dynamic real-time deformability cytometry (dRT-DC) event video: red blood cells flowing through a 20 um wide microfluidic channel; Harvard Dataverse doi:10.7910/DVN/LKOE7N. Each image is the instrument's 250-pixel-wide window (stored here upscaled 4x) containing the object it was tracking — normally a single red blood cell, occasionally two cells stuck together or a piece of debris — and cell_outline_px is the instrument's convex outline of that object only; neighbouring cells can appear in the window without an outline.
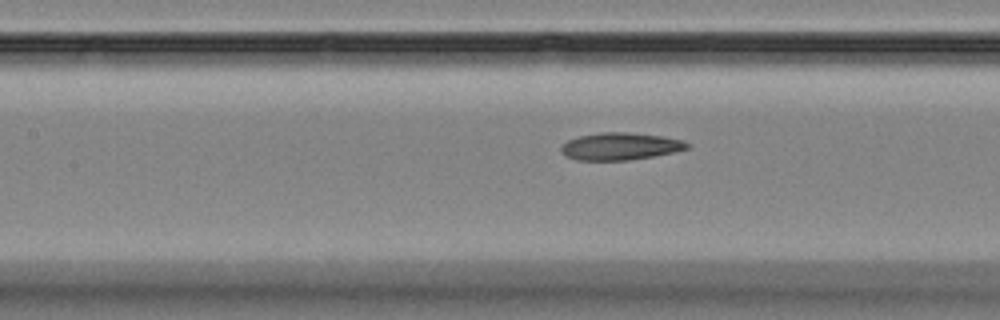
{"species": "Egyptian fruit bat (a non-hibernating species)", "species_latin": "Rousettus aegyptiacus", "temperature_condition": "room temperature", "stored_images_in_passage": 7, "camera_frame_rate_fps": 3000, "um_per_image_px": 0.085, "animal": {"sex": "female"}, "frame": {"image": 1, "passage_image": 7, "time_ms": 8.0, "image_size_px": [1000, 320], "cell_outline_px": [[692, 144], [688, 148], [672, 152], [652, 156], [628, 160], [576, 160], [564, 156], [560, 152], [560, 148], [568, 140], [580, 136], [600, 132], [624, 132], [664, 136], [684, 140]], "centroid_in_image_um": [52.71, 12.43], "position_along_channel_um": 154.7, "area_um2": 20.06}}